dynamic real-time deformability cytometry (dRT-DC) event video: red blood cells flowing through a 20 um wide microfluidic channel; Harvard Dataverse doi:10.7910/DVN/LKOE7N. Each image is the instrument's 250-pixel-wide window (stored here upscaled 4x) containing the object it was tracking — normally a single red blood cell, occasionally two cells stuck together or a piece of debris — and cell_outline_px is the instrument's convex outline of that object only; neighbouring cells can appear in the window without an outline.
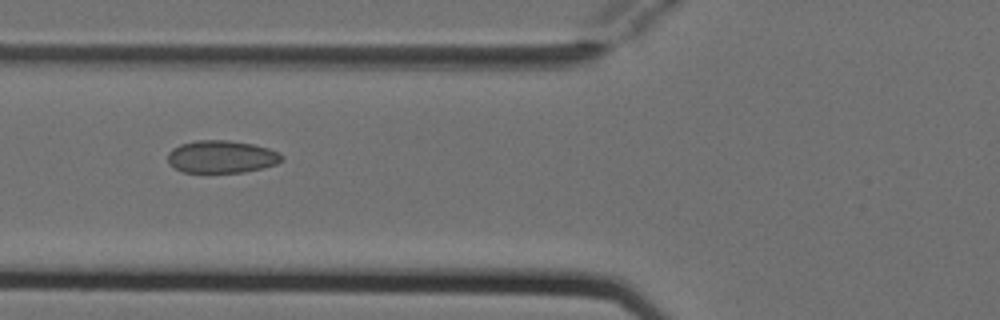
{"species": "Egyptian fruit bat (a non-hibernating species)", "species_latin": "Rousettus aegyptiacus", "temperature_condition": "cold", "stored_images_in_passage": 6, "camera_frame_rate_fps": 3000, "um_per_image_px": 0.085, "animal": {"sex": "female"}, "frame": {"image": 1, "passage_image": 5, "time_ms": 1.333, "image_size_px": [1000, 320], "cell_outline_px": [[284, 160], [276, 164], [264, 168], [244, 172], [184, 172], [168, 164], [168, 152], [172, 148], [180, 144], [196, 140], [228, 140], [252, 144], [268, 148], [284, 156]], "centroid_in_image_um": [18.83, 13.32], "position_along_channel_um": 107.0, "area_um2": 21.68}}
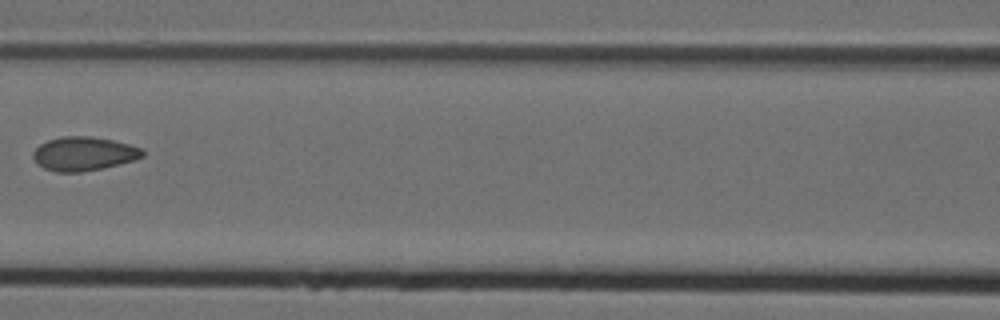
{"frame": {"image": 2, "passage_image": 6, "time_ms": 1.667, "image_size_px": [1000, 320], "cell_outline_px": [[144, 156], [136, 160], [100, 168], [80, 172], [56, 172], [44, 168], [32, 156], [32, 152], [40, 144], [48, 140], [60, 136], [92, 136], [112, 140], [144, 148]], "centroid_in_image_um": [7.14, 13.05], "position_along_channel_um": 159.5, "area_um2": 21.56}}